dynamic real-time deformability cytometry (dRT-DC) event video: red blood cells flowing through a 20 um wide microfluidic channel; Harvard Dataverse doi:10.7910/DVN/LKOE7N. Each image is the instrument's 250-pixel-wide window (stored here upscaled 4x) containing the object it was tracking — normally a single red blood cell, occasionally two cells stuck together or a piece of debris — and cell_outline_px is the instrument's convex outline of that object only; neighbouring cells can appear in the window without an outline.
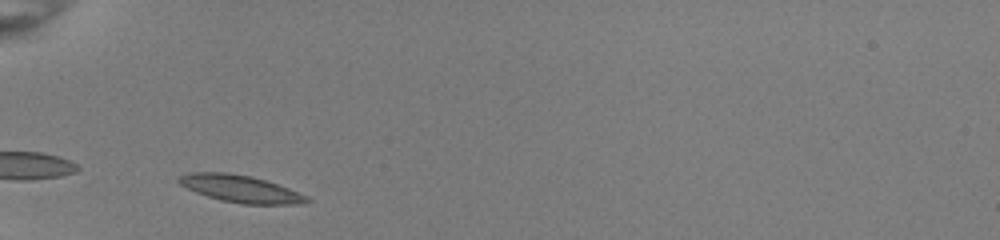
{"species": "common noctule bat (a hibernating species)", "species_latin": "Nyctalus noctula", "temperature_condition": "room temperature", "stored_images_in_passage": 28, "camera_frame_rate_fps": 3000, "um_per_image_px": 0.085, "animal": {"sex": "female", "body_mass_g": 22.0, "forearm_length_mm": 56.7}, "frame": {"image": 1, "passage_image": 1, "time_ms": 0.0, "image_size_px": [1000, 240], "cell_outline_px": [[312, 200], [296, 204], [244, 204], [220, 200], [196, 192], [180, 184], [176, 180], [180, 176], [192, 172], [224, 172], [248, 176], [264, 180], [288, 188], [308, 196]], "centroid_in_image_um": [20.43, 16.05], "position_along_channel_um": 64.6, "area_um2": 19.88}}
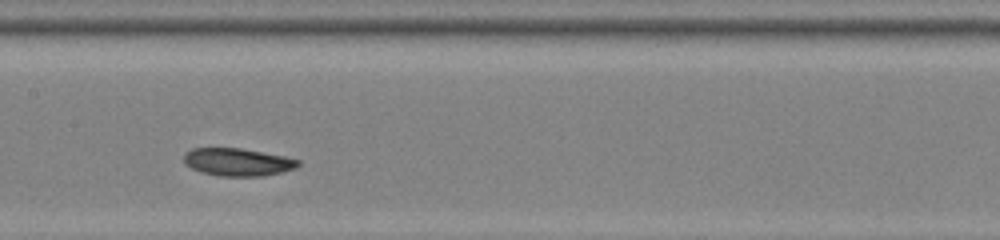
{"frame": {"image": 2, "passage_image": 11, "time_ms": 3.333, "image_size_px": [1000, 240], "cell_outline_px": [[300, 164], [292, 168], [280, 172], [264, 176], [220, 176], [204, 172], [192, 168], [184, 160], [184, 156], [192, 148], [240, 148], [284, 156], [300, 160]], "centroid_in_image_um": [20.22, 13.77], "position_along_channel_um": 187.2, "area_um2": 18.03}}
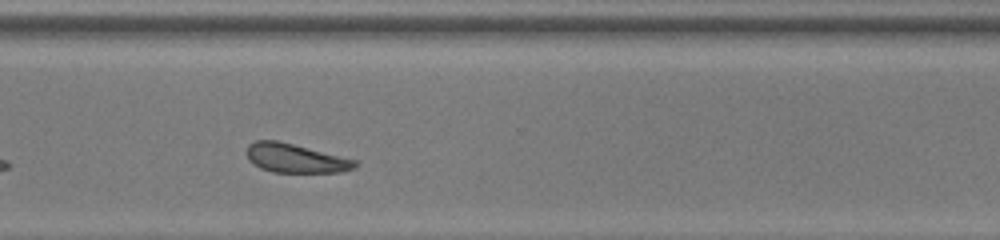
{"frame": {"image": 3, "passage_image": 23, "time_ms": 7.333, "image_size_px": [1000, 240], "cell_outline_px": [[356, 164], [352, 168], [340, 172], [272, 172], [260, 168], [248, 160], [248, 144], [256, 140], [276, 140], [356, 160]], "centroid_in_image_um": [25.06, 13.45], "position_along_channel_um": 345.5, "area_um2": 17.86}, "authors_computed_cell_mechanics": {"area_um2": 18.496, "velocity_mm_per_s": 3.9484, "shape_relaxation_time_tau1_ms": 2.804, "shape_relaxation_time_tau2_ms": null, "deformation_change_tau1": 0.11, "deformation_change_tau2": null}}